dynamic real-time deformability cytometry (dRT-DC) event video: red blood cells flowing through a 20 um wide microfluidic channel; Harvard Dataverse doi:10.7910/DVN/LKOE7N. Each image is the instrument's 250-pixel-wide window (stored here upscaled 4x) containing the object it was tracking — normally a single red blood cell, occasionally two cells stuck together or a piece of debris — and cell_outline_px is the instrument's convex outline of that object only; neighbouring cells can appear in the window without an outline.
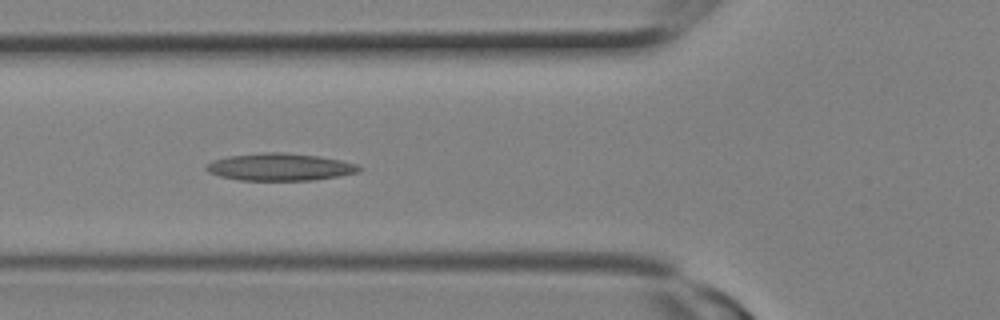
{"species": "Egyptian fruit bat (a non-hibernating species)", "species_latin": "Rousettus aegyptiacus", "temperature_condition": "room temperature", "stored_images_in_passage": 14, "camera_frame_rate_fps": 3000, "um_per_image_px": 0.085, "animal": {"sex": "female"}, "frame": {"image": 1, "passage_image": 8, "time_ms": 2.333, "image_size_px": [1000, 320], "cell_outline_px": [[364, 168], [360, 172], [340, 176], [312, 180], [240, 180], [220, 176], [208, 172], [204, 168], [204, 164], [212, 160], [228, 156], [264, 152], [284, 152], [320, 156], [340, 160], [356, 164]], "centroid_in_image_um": [23.79, 14.19], "position_along_channel_um": 102.0, "area_um2": 24.57}}
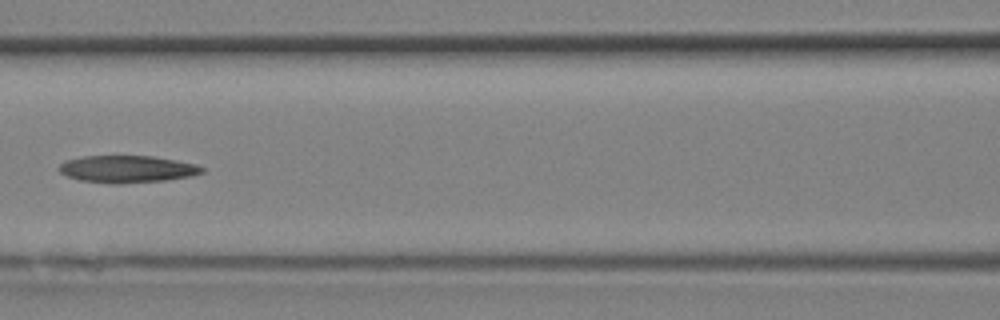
{"frame": {"image": 2, "passage_image": 10, "time_ms": 3.0, "image_size_px": [1000, 320], "cell_outline_px": [[204, 172], [192, 176], [164, 180], [120, 184], [112, 184], [80, 180], [68, 176], [60, 172], [56, 168], [64, 160], [80, 156], [152, 156], [176, 160], [196, 164], [204, 168]], "centroid_in_image_um": [10.78, 14.37], "position_along_channel_um": 155.8, "area_um2": 22.77}}
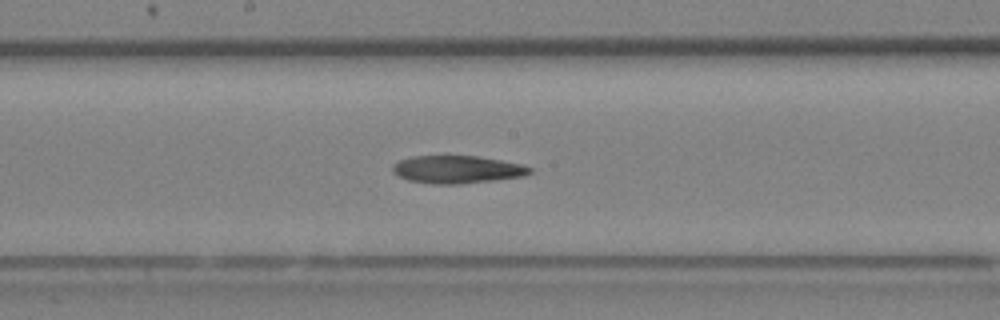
{"frame": {"image": 3, "passage_image": 12, "time_ms": 3.667, "image_size_px": [1000, 320], "cell_outline_px": [[532, 172], [524, 176], [460, 184], [436, 184], [408, 180], [392, 172], [392, 164], [400, 160], [412, 156], [480, 156], [520, 164], [532, 168]], "centroid_in_image_um": [38.84, 14.4], "position_along_channel_um": 209.4, "area_um2": 22.02}}